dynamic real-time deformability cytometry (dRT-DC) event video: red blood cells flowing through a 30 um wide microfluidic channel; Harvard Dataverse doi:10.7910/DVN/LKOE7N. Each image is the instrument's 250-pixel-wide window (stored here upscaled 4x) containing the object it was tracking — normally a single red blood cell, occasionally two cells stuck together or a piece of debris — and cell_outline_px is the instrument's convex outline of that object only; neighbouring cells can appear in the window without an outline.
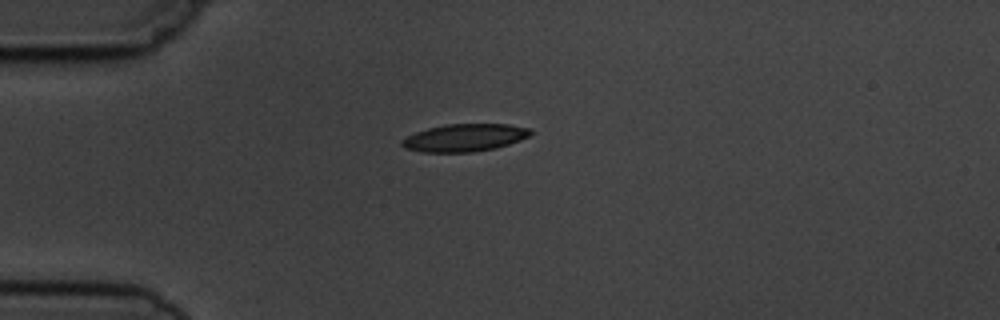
{"species": "common noctule bat (a hibernating species)", "species_latin": "Nyctalus noctula", "temperature_condition": "cold", "stored_images_in_passage": 3, "camera_frame_rate_fps": 3000, "um_per_image_px": 0.085, "animal": {"sex": "male", "body_mass_g": 19.5, "forearm_length_mm": 54.6}, "frame": {"image": 1, "passage_image": 1, "time_ms": 0.0, "image_size_px": [1000, 320], "cell_outline_px": [[532, 132], [528, 136], [520, 140], [496, 148], [472, 152], [420, 152], [404, 148], [400, 144], [400, 140], [416, 132], [428, 128], [444, 124], [508, 124], [532, 128]], "centroid_in_image_um": [39.48, 11.7], "position_along_channel_um": 45.5, "area_um2": 20.75}}
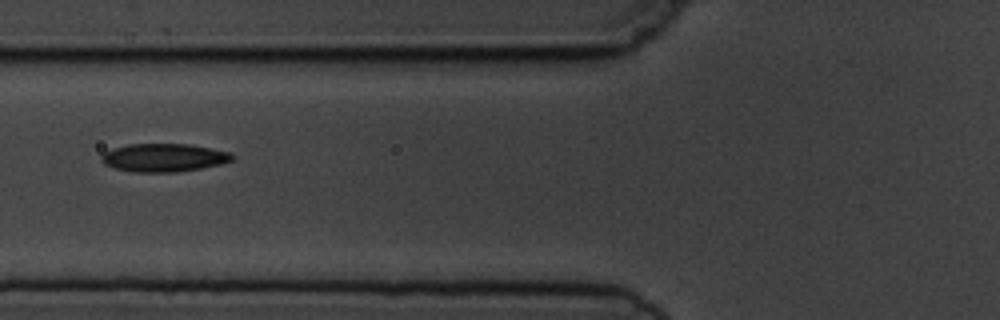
{"frame": {"image": 2, "passage_image": 3, "time_ms": 2.333, "image_size_px": [1000, 320], "cell_outline_px": [[236, 156], [232, 160], [220, 164], [200, 168], [176, 172], [132, 172], [112, 168], [104, 164], [100, 160], [100, 156], [104, 152], [112, 148], [128, 144], [188, 144], [232, 152]], "centroid_in_image_um": [13.89, 13.4], "position_along_channel_um": 111.9, "area_um2": 21.68}}